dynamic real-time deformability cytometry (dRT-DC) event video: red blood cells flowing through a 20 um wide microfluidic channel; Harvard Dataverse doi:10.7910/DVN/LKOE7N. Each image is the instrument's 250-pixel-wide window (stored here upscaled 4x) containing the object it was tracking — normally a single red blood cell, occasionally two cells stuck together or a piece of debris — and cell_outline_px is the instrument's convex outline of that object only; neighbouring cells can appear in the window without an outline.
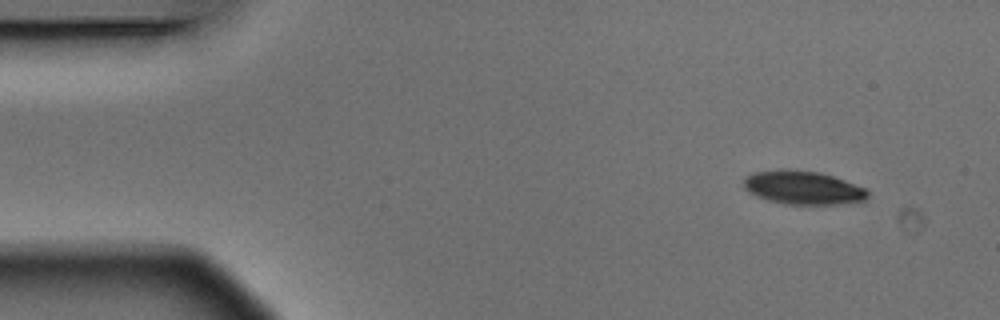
{"species": "Egyptian fruit bat (a non-hibernating species)", "species_latin": "Rousettus aegyptiacus", "temperature_condition": "warm", "stored_images_in_passage": 4, "camera_frame_rate_fps": 3000, "um_per_image_px": 0.085, "animal": {"sex": "male"}, "frame": {"image": 1, "passage_image": 1, "time_ms": 0.0, "image_size_px": [1000, 320], "cell_outline_px": [[868, 196], [864, 200], [836, 204], [784, 204], [768, 200], [748, 192], [744, 188], [744, 176], [752, 172], [780, 168], [820, 172], [844, 180], [864, 188], [868, 192]], "centroid_in_image_um": [68.18, 15.93], "position_along_channel_um": 16.8, "area_um2": 24.22}}
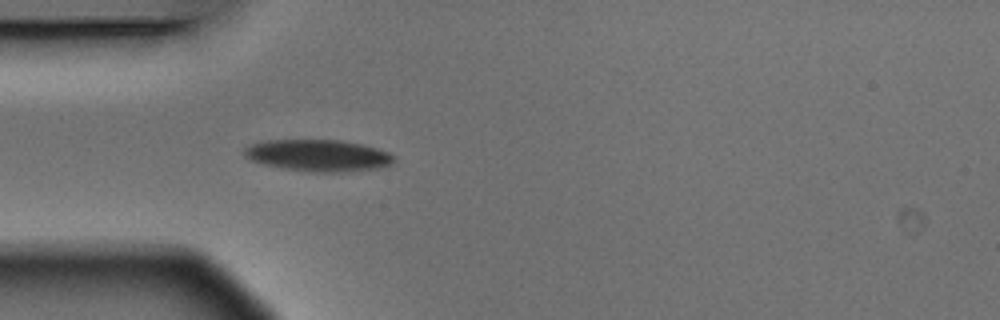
{"frame": {"image": 2, "passage_image": 4, "time_ms": 1.0, "image_size_px": [1000, 320], "cell_outline_px": [[396, 160], [392, 164], [380, 168], [344, 172], [312, 172], [284, 168], [264, 164], [248, 160], [244, 156], [244, 148], [260, 140], [340, 140], [364, 144], [388, 152]], "centroid_in_image_um": [27.04, 13.21], "position_along_channel_um": 58.0, "area_um2": 27.86}}